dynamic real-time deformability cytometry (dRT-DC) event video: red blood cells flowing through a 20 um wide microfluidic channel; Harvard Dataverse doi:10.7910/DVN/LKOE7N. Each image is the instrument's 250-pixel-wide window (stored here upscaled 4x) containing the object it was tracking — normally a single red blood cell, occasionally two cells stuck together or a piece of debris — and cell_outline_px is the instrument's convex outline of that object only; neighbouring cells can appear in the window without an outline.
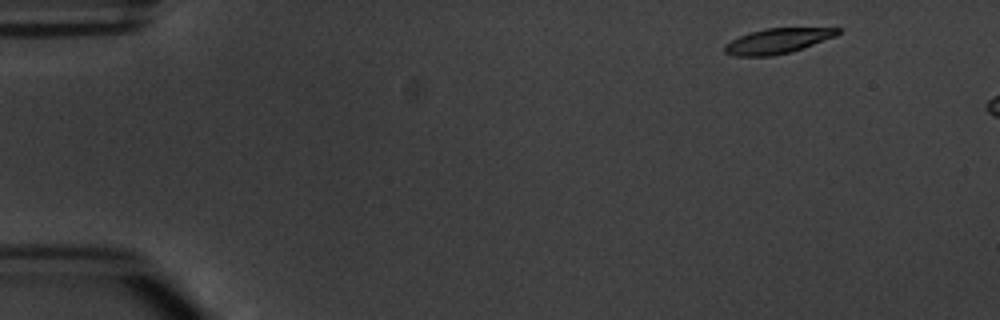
{"species": "common noctule bat (a hibernating species)", "species_latin": "Nyctalus noctula", "temperature_condition": "warm", "stored_images_in_passage": 3, "camera_frame_rate_fps": 3000, "um_per_image_px": 0.085, "animal": {"sex": "male", "body_mass_g": 20.1, "forearm_length_mm": 53.5}, "frame": {"image": 1, "passage_image": 1, "time_ms": 0.0, "image_size_px": [1000, 320], "cell_outline_px": [[840, 32], [836, 36], [792, 52], [772, 56], [736, 56], [724, 52], [724, 44], [740, 36], [764, 28], [840, 28]], "centroid_in_image_um": [66.09, 3.49], "position_along_channel_um": 18.9, "area_um2": 16.47}}